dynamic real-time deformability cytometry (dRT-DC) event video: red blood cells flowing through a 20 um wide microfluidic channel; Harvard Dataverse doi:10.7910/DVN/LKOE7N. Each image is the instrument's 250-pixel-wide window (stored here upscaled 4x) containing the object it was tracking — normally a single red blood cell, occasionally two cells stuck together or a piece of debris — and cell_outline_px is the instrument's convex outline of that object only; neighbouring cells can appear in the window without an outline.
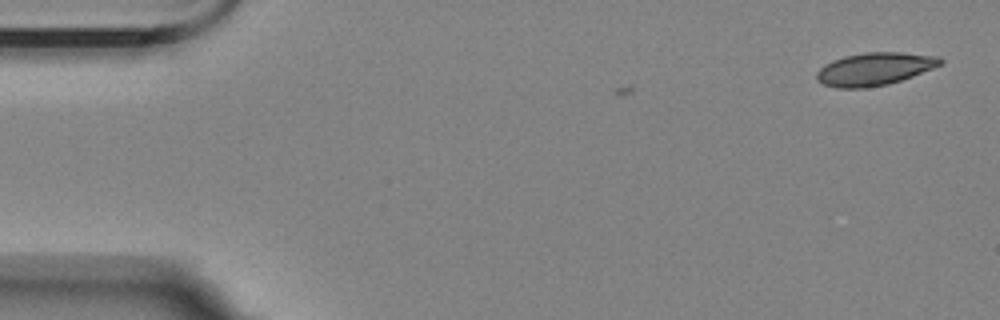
{"species": "Egyptian fruit bat (a non-hibernating species)", "species_latin": "Rousettus aegyptiacus", "temperature_condition": "room temperature", "stored_images_in_passage": 2, "camera_frame_rate_fps": 3000, "um_per_image_px": 0.085, "animal": {"sex": "female"}, "frame": {"image": 1, "passage_image": 2, "time_ms": 2.333, "image_size_px": [1000, 320], "cell_outline_px": [[944, 64], [912, 76], [888, 84], [864, 88], [836, 88], [824, 84], [816, 80], [816, 72], [824, 64], [832, 60], [844, 56], [864, 52], [900, 52], [940, 56], [944, 60]], "centroid_in_image_um": [74.34, 5.85], "position_along_channel_um": 10.7, "area_um2": 23.81}}